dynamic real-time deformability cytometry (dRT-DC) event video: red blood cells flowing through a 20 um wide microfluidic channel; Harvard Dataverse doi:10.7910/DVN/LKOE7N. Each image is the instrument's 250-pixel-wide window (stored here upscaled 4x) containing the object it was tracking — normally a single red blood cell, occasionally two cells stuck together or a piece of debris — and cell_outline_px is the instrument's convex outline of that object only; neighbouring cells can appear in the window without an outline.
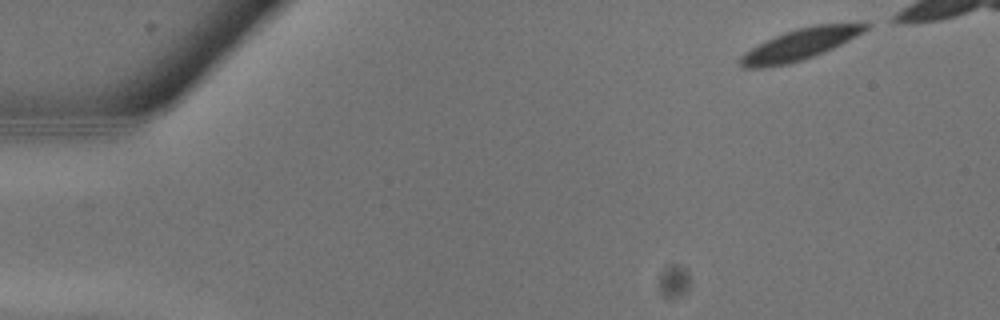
{"species": "common noctule bat (a hibernating species)", "species_latin": "Nyctalus noctula", "temperature_condition": "warm", "stored_images_in_passage": 9, "camera_frame_rate_fps": 3000, "um_per_image_px": 0.085, "animal": {"sex": "male", "body_mass_g": 13.3}, "frame": {"image": 1, "passage_image": 1, "time_ms": 0.0, "image_size_px": [1000, 320], "cell_outline_px": [[872, 24], [864, 32], [824, 52], [788, 64], [764, 68], [744, 68], [740, 64], [740, 56], [744, 52], [764, 40], [784, 32], [796, 28], [816, 24], [856, 20], [868, 20]], "centroid_in_image_um": [68.11, 3.7], "position_along_channel_um": 16.9, "area_um2": 23.52}}
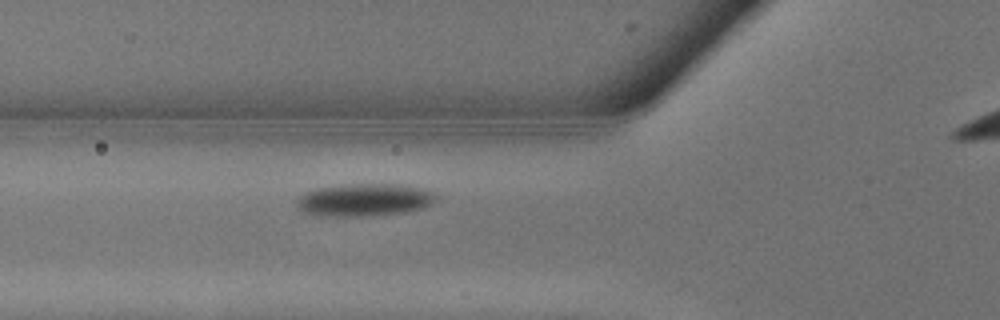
{"frame": {"image": 2, "passage_image": 9, "time_ms": 2.667, "image_size_px": [1000, 320], "cell_outline_px": [[436, 200], [432, 204], [424, 208], [404, 212], [360, 216], [328, 216], [304, 212], [296, 204], [296, 200], [304, 192], [316, 188], [340, 184], [408, 184], [428, 188], [436, 192]], "centroid_in_image_um": [31.05, 16.96], "position_along_channel_um": 94.8, "area_um2": 26.88}}